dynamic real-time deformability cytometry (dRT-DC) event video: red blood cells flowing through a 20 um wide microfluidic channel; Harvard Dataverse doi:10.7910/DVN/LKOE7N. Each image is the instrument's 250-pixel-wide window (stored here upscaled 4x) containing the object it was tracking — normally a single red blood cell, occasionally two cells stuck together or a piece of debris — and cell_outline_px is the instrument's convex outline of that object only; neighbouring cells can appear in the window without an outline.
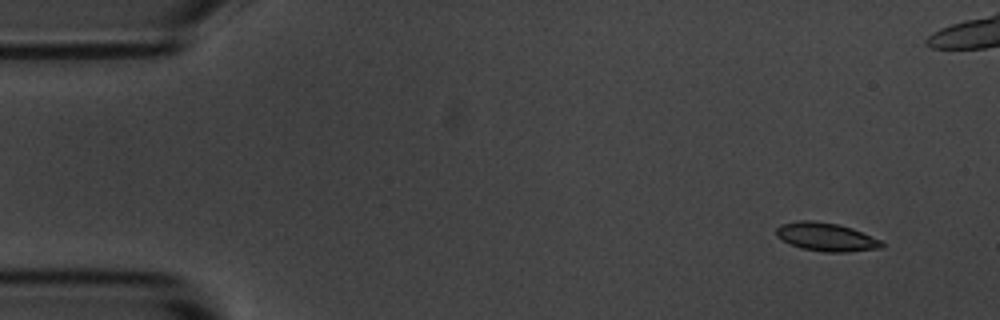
{"species": "common noctule bat (a hibernating species)", "species_latin": "Nyctalus noctula", "temperature_condition": "room temperature", "stored_images_in_passage": 5, "camera_frame_rate_fps": 3000, "um_per_image_px": 0.085, "animal": {"sex": "male", "body_mass_g": 20.1, "forearm_length_mm": 53.5}, "frame": {"image": 1, "passage_image": 1, "time_ms": 0.0, "image_size_px": [1000, 320], "cell_outline_px": [[884, 248], [848, 252], [824, 252], [800, 248], [776, 236], [776, 228], [780, 224], [800, 220], [812, 220], [840, 224], [852, 228], [880, 240], [884, 244]], "centroid_in_image_um": [70.23, 20.14], "position_along_channel_um": 14.8, "area_um2": 17.51}}